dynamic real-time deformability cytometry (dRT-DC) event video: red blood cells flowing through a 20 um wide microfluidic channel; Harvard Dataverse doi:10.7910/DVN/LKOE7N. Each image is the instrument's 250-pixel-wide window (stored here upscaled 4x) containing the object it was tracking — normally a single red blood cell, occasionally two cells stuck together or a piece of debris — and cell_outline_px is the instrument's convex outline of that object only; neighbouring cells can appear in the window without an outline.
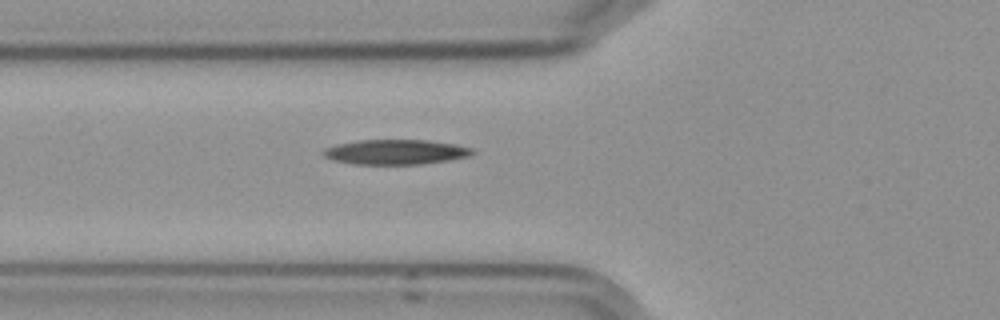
{"species": "Egyptian fruit bat (a non-hibernating species)", "species_latin": "Rousettus aegyptiacus", "temperature_condition": "cold", "stored_images_in_passage": 3, "camera_frame_rate_fps": 3000, "um_per_image_px": 0.085, "frame": {"image": 1, "passage_image": 3, "time_ms": 2.333, "image_size_px": [1000, 320], "cell_outline_px": [[476, 152], [472, 156], [424, 164], [352, 164], [332, 160], [324, 156], [320, 152], [324, 148], [336, 144], [360, 140], [428, 140], [456, 144], [472, 148]], "centroid_in_image_um": [33.63, 12.92], "position_along_channel_um": 92.2, "area_um2": 21.91}}